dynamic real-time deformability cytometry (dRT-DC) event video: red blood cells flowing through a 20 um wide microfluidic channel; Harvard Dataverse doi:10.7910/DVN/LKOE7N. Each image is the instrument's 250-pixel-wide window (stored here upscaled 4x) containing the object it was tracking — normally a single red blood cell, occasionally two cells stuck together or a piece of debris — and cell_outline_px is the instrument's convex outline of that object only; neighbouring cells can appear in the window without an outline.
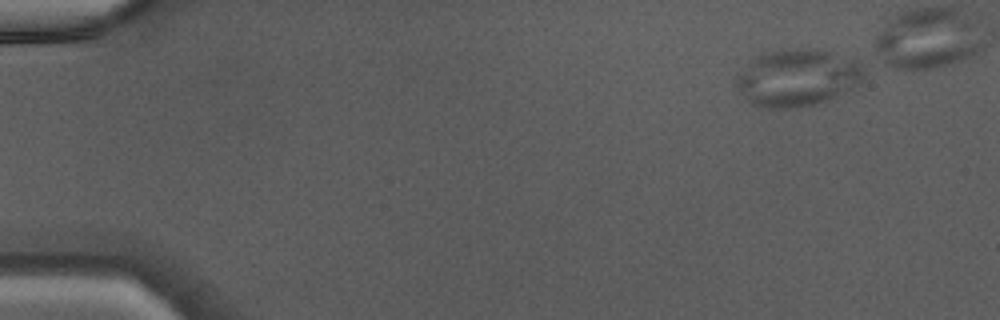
{"species": "Egyptian fruit bat (a non-hibernating species)", "species_latin": "Rousettus aegyptiacus", "temperature_condition": "warm", "stored_images_in_passage": 38, "camera_frame_rate_fps": 3000, "um_per_image_px": 0.085, "animal": {"sex": "male"}, "frame": {"image": 1, "passage_image": 1, "time_ms": 0.0, "image_size_px": [1000, 320], "cell_outline_px": [[864, 76], [852, 88], [828, 100], [816, 104], [792, 108], [764, 108], [752, 104], [740, 92], [736, 84], [736, 76], [752, 56], [792, 48], [816, 48], [832, 52], [856, 60], [864, 68]], "centroid_in_image_um": [67.76, 6.59], "position_along_channel_um": 17.2, "area_um2": 42.54}}
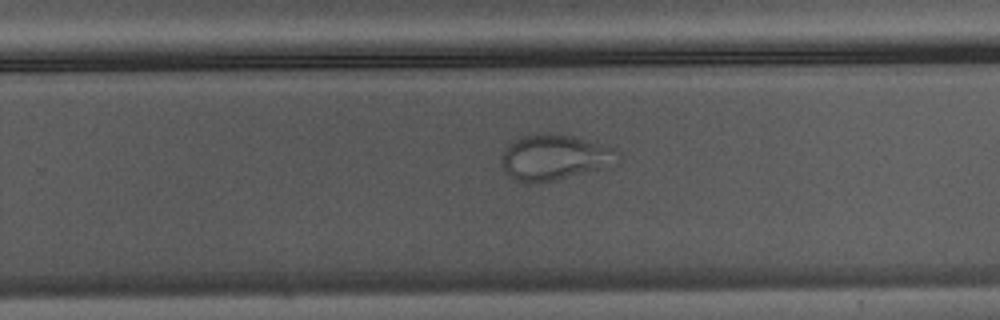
{"frame": {"image": 2, "passage_image": 27, "time_ms": 8.667, "image_size_px": [1000, 320], "cell_outline_px": [[620, 152], [616, 164], [612, 168], [536, 184], [524, 184], [504, 172], [500, 164], [500, 160], [504, 148], [508, 144], [524, 136], [536, 132], [548, 132], [572, 136], [616, 148]], "centroid_in_image_um": [47.16, 13.4], "position_along_channel_um": 282.6, "area_um2": 31.91}}
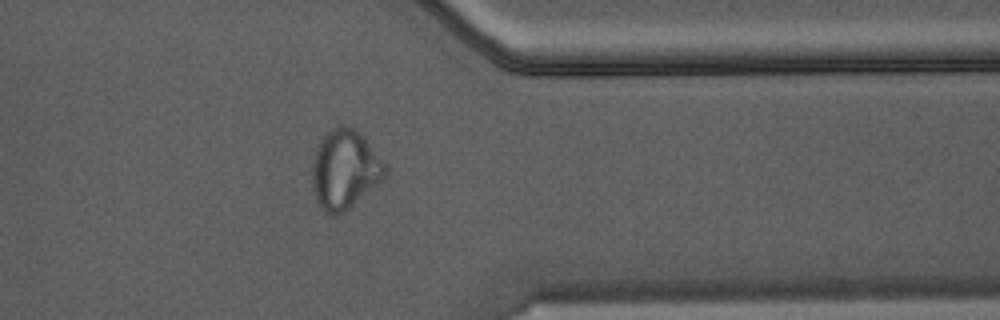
{"frame": {"image": 3, "passage_image": 34, "time_ms": 11.0, "image_size_px": [1000, 320], "cell_outline_px": [[388, 172], [380, 180], [340, 216], [328, 216], [324, 212], [316, 196], [312, 176], [312, 164], [316, 148], [324, 132], [336, 124], [348, 124], [360, 132], [388, 168]], "centroid_in_image_um": [29.28, 14.35], "position_along_channel_um": 382.1, "area_um2": 33.58}}